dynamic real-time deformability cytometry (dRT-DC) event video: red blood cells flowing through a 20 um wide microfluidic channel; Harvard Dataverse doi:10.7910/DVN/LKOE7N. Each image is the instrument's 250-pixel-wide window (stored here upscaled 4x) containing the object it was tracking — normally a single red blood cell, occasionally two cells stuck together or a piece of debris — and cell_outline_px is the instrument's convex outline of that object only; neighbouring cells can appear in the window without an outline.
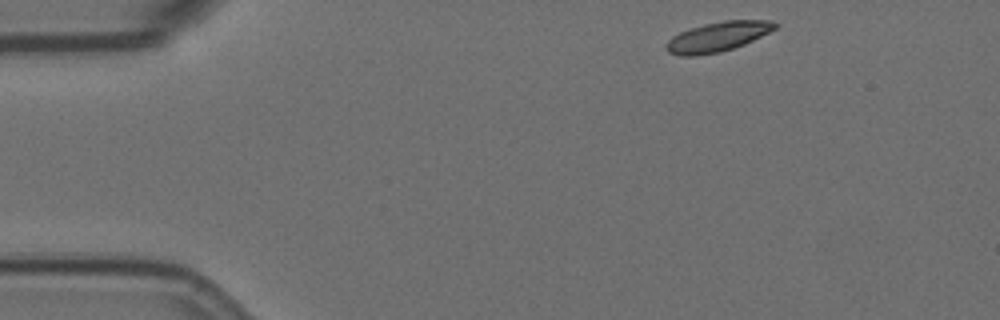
{"species": "Egyptian fruit bat (a non-hibernating species)", "species_latin": "Rousettus aegyptiacus", "temperature_condition": "room temperature", "stored_images_in_passage": 9, "camera_frame_rate_fps": 3000, "um_per_image_px": 0.085, "animal": {"sex": "female"}, "frame": {"image": 1, "passage_image": 1, "time_ms": 0.0, "image_size_px": [1000, 320], "cell_outline_px": [[780, 24], [776, 28], [744, 44], [720, 52], [696, 56], [680, 56], [668, 52], [664, 48], [664, 44], [672, 36], [680, 32], [704, 24], [724, 20], [772, 20]], "centroid_in_image_um": [60.98, 3.12], "position_along_channel_um": 24.0, "area_um2": 18.84}}